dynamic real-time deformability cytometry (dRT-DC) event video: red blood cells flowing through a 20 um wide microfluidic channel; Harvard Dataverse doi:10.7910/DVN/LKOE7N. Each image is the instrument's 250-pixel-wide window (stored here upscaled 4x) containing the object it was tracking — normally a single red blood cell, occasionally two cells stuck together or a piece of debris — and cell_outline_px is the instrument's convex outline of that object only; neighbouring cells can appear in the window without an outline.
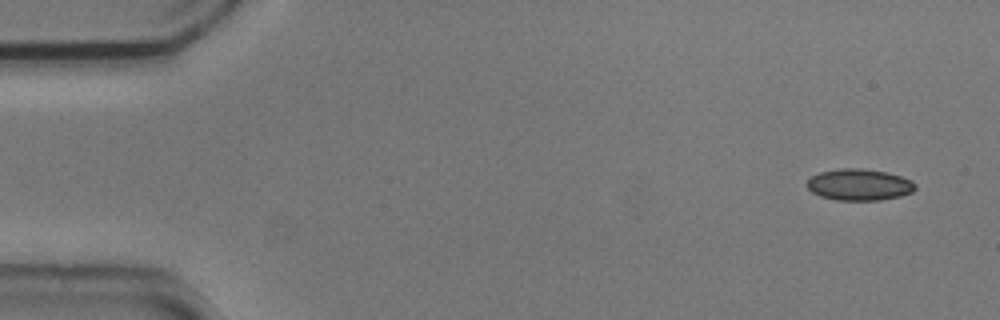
{"species": "common noctule bat (a hibernating species)", "species_latin": "Nyctalus noctula", "temperature_condition": "cold", "stored_images_in_passage": 2, "camera_frame_rate_fps": 3000, "um_per_image_px": 0.085, "animal": {"sex": "male", "body_mass_g": 20.5, "forearm_length_mm": 52.5}, "frame": {"image": 1, "passage_image": 1, "time_ms": 0.0, "image_size_px": [1000, 320], "cell_outline_px": [[916, 188], [912, 192], [900, 196], [880, 200], [836, 200], [820, 196], [812, 192], [808, 188], [808, 180], [812, 176], [820, 172], [840, 168], [860, 168], [888, 172], [912, 180], [916, 184]], "centroid_in_image_um": [73.06, 15.69], "position_along_channel_um": 11.9, "area_um2": 19.88}}